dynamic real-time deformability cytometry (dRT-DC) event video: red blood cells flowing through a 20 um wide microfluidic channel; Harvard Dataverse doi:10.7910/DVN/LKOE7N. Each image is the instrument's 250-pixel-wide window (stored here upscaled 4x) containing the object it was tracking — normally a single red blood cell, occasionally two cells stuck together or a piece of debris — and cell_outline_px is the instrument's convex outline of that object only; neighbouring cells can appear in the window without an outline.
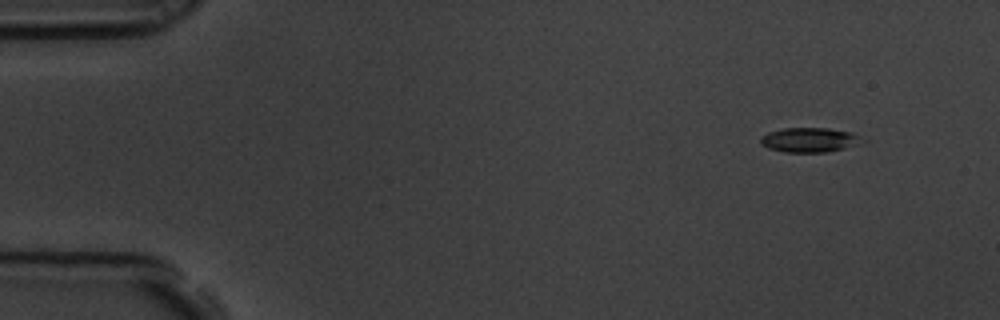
{"species": "common noctule bat (a hibernating species)", "species_latin": "Nyctalus noctula", "temperature_condition": "room temperature", "stored_images_in_passage": 4, "camera_frame_rate_fps": 3000, "um_per_image_px": 0.085, "animal": {"sex": "male", "body_mass_g": 19.5, "forearm_length_mm": 54.6}, "frame": {"image": 1, "passage_image": 1, "time_ms": 0.0, "image_size_px": [1000, 320], "cell_outline_px": [[860, 136], [844, 148], [824, 152], [784, 152], [768, 148], [760, 144], [760, 136], [768, 132], [784, 128], [828, 128], [852, 132]], "centroid_in_image_um": [68.63, 11.88], "position_along_channel_um": 16.4, "area_um2": 14.05}}